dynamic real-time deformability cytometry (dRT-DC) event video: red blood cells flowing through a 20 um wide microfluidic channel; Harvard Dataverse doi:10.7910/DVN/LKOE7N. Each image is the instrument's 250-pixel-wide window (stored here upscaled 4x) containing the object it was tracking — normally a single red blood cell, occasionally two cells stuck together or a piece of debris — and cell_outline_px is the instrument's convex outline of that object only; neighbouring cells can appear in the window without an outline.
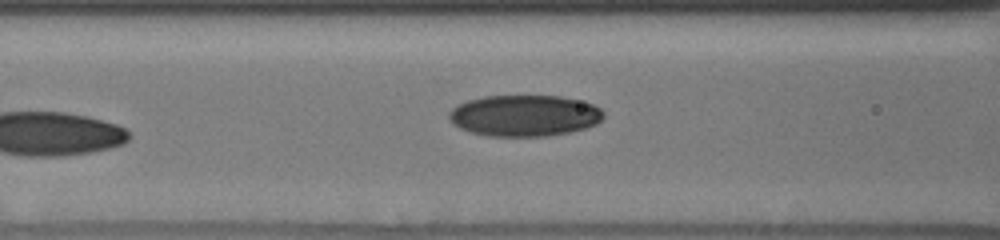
{"species": "human", "species_latin": "Homo sapiens", "temperature_condition": "cold", "stored_images_in_passage": 11, "camera_frame_rate_fps": 3000, "um_per_image_px": 0.085, "donor": {"sex": "male"}, "frame": {"image": 1, "passage_image": 11, "time_ms": 4.333, "image_size_px": [1000, 240], "cell_outline_px": [[604, 116], [596, 124], [584, 128], [568, 132], [548, 136], [488, 136], [468, 132], [452, 124], [448, 116], [448, 112], [456, 104], [468, 100], [484, 96], [560, 96], [592, 104], [600, 108], [604, 112]], "centroid_in_image_um": [44.52, 9.83], "position_along_channel_um": 122.1, "area_um2": 37.28}}